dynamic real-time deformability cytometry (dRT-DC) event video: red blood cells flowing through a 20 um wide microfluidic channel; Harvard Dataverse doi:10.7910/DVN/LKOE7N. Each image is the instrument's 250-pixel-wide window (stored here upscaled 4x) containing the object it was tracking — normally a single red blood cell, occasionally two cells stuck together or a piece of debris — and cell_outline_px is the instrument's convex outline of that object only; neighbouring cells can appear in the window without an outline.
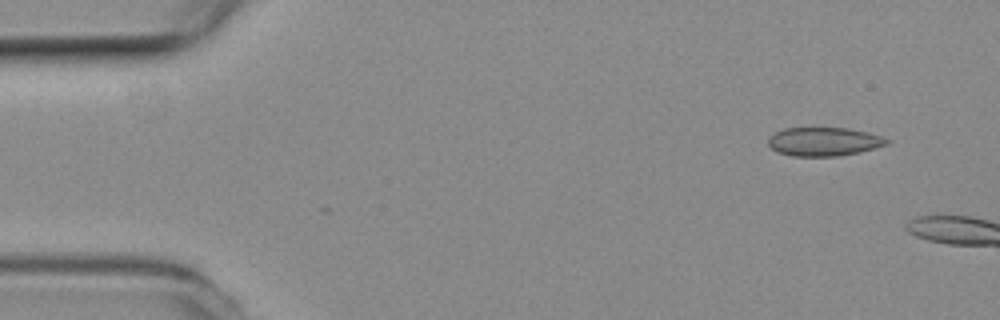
{"species": "common noctule bat (a hibernating species)", "species_latin": "Nyctalus noctula", "temperature_condition": "room temperature", "stored_images_in_passage": 3, "camera_frame_rate_fps": 3000, "um_per_image_px": 0.085, "animal": {"sex": "female", "body_mass_g": 19.3, "forearm_length_mm": 54.1}, "frame": {"image": 1, "passage_image": 1, "time_ms": 0.0, "image_size_px": [1000, 320], "cell_outline_px": [[892, 140], [888, 144], [876, 148], [860, 152], [836, 156], [792, 156], [776, 152], [768, 144], [768, 136], [784, 128], [848, 128], [868, 132]], "centroid_in_image_um": [70.03, 12.04], "position_along_channel_um": 15.0, "area_um2": 19.94}}